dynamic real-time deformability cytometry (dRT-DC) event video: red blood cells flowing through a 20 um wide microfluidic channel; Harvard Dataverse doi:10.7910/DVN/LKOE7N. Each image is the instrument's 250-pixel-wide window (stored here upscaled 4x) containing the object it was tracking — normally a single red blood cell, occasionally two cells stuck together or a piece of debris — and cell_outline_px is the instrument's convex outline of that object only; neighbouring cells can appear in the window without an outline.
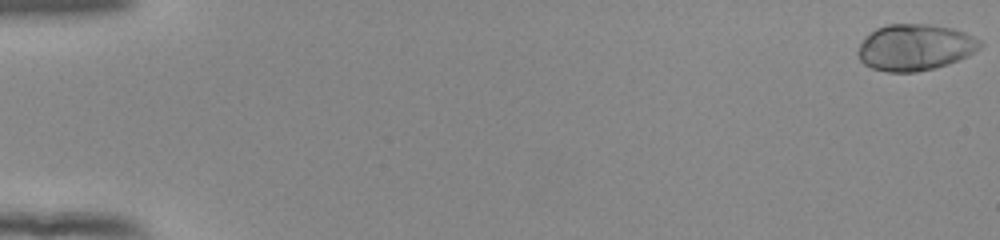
{"species": "human", "species_latin": "Homo sapiens", "temperature_condition": "room temperature", "stored_images_in_passage": 54, "camera_frame_rate_fps": 3000, "um_per_image_px": 0.085, "donor": {"sex": "female"}, "frame": {"image": 1, "passage_image": 1, "time_ms": 0.0, "image_size_px": [1000, 240], "cell_outline_px": [[984, 44], [980, 48], [968, 56], [948, 64], [916, 72], [888, 72], [872, 68], [864, 64], [860, 60], [856, 52], [864, 36], [876, 28], [888, 24], [932, 24], [952, 28], [964, 32], [980, 40]], "centroid_in_image_um": [77.76, 4.02], "position_along_channel_um": 7.2, "area_um2": 33.18}}
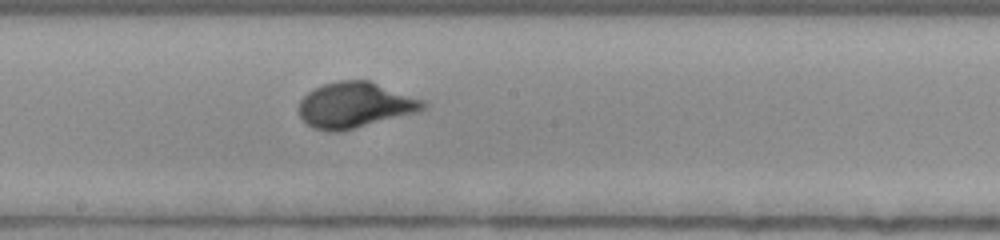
{"frame": {"image": 2, "passage_image": 31, "time_ms": 10.0, "image_size_px": [1000, 240], "cell_outline_px": [[428, 104], [420, 112], [340, 132], [328, 132], [312, 128], [300, 116], [300, 100], [308, 92], [324, 84], [336, 80], [372, 80], [424, 100]], "centroid_in_image_um": [30.22, 8.93], "position_along_channel_um": 218.0, "area_um2": 33.41}}
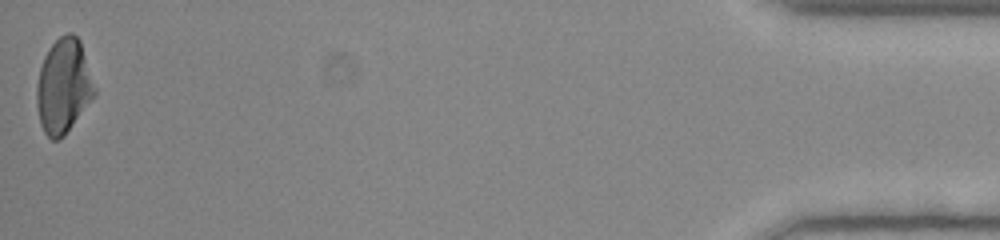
{"frame": {"image": 3, "passage_image": 54, "time_ms": 17.667, "image_size_px": [1000, 240], "cell_outline_px": [[96, 92], [64, 136], [60, 140], [52, 140], [44, 132], [40, 124], [36, 104], [36, 88], [40, 68], [44, 56], [48, 48], [60, 36], [68, 32], [72, 32], [80, 40], [96, 88]], "centroid_in_image_um": [5.38, 7.31], "position_along_channel_um": 429.8, "area_um2": 31.73}, "authors_computed_cell_mechanics": {"area_um2": 31.6744, "velocity_mm_per_s": 3.8924, "shape_relaxation_time_tau1_ms": 3.0843, "shape_relaxation_time_tau2_ms": null, "deformation_change_tau1": 0.1829, "deformation_change_tau2": null}}